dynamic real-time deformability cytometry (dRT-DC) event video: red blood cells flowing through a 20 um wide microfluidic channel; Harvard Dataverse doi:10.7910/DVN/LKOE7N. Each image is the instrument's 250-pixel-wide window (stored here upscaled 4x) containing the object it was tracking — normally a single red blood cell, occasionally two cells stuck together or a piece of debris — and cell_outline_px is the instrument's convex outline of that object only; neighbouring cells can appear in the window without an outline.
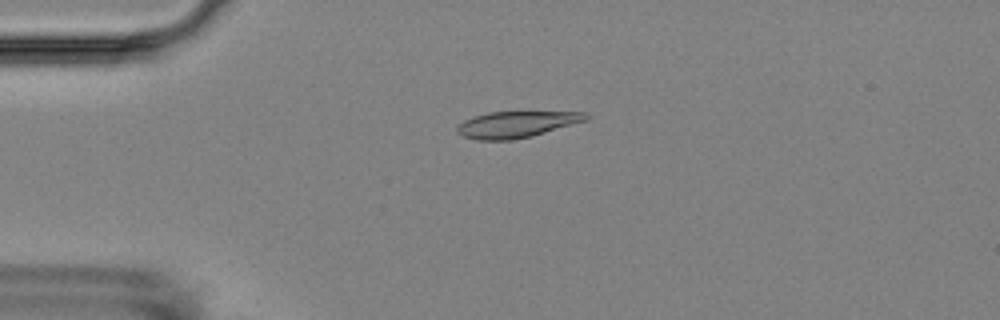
{"species": "Egyptian fruit bat (a non-hibernating species)", "species_latin": "Rousettus aegyptiacus", "temperature_condition": "room temperature", "stored_images_in_passage": 4, "camera_frame_rate_fps": 3000, "um_per_image_px": 0.085, "animal": {"sex": "female"}, "frame": {"image": 1, "passage_image": 3, "time_ms": 3.333, "image_size_px": [1000, 320], "cell_outline_px": [[588, 120], [532, 136], [512, 140], [476, 140], [464, 136], [456, 132], [456, 128], [464, 120], [488, 112], [588, 112]], "centroid_in_image_um": [43.91, 10.58], "position_along_channel_um": 41.1, "area_um2": 19.65}}